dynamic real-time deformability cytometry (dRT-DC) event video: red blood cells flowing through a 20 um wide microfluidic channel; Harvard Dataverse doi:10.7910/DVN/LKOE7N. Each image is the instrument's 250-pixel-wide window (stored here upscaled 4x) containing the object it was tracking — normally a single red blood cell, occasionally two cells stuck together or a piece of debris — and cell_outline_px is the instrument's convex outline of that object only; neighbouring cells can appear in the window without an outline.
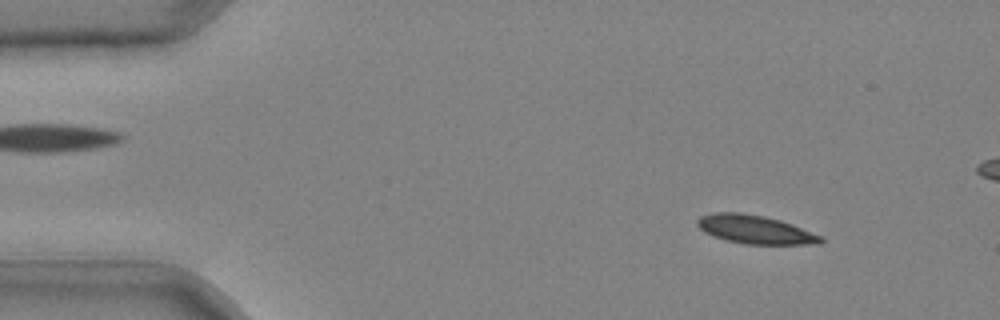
{"species": "common noctule bat (a hibernating species)", "species_latin": "Nyctalus noctula", "temperature_condition": "cold", "stored_images_in_passage": 41, "camera_frame_rate_fps": 3000, "um_per_image_px": 0.085, "animal": {"sex": "male", "body_mass_g": 20.4}, "frame": {"image": 1, "passage_image": 4, "time_ms": 1.0, "image_size_px": [1000, 320], "cell_outline_px": [[824, 240], [820, 244], [744, 244], [712, 236], [704, 232], [696, 224], [696, 220], [700, 216], [712, 212], [740, 212], [764, 216], [780, 220], [792, 224], [824, 236]], "centroid_in_image_um": [64.19, 19.5], "position_along_channel_um": 20.8, "area_um2": 20.69}}
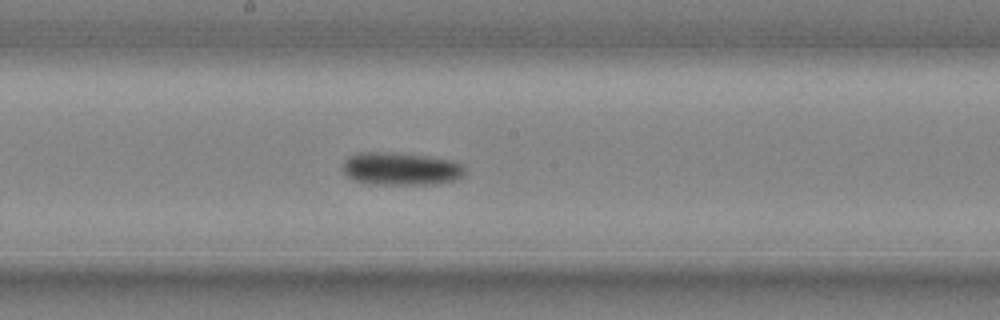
{"frame": {"image": 2, "passage_image": 22, "time_ms": 7.0, "image_size_px": [1000, 320], "cell_outline_px": [[464, 176], [456, 180], [436, 184], [368, 184], [352, 180], [344, 172], [344, 160], [348, 156], [360, 152], [388, 152], [424, 156], [452, 160], [464, 164]], "centroid_in_image_um": [34.08, 14.35], "position_along_channel_um": 214.1, "area_um2": 23.47}}
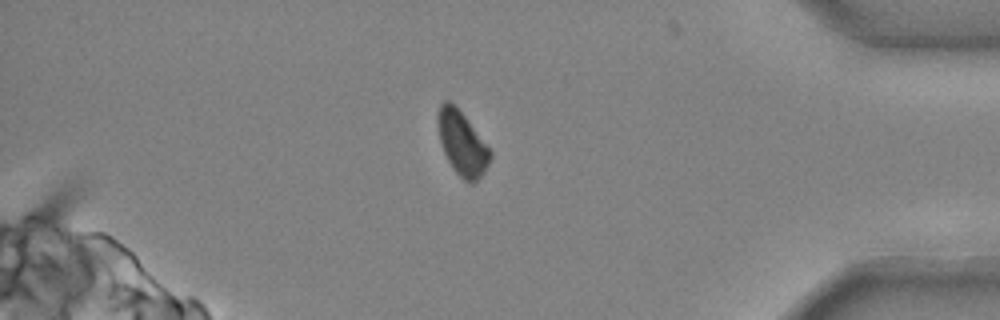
{"frame": {"image": 3, "passage_image": 36, "time_ms": 11.667, "image_size_px": [1000, 320], "cell_outline_px": [[492, 156], [484, 172], [472, 184], [464, 180], [452, 168], [444, 152], [440, 140], [436, 120], [436, 116], [440, 104], [444, 100], [448, 100], [464, 116], [492, 152]], "centroid_in_image_um": [39.25, 12.19], "position_along_channel_um": 395.9, "area_um2": 19.13}}